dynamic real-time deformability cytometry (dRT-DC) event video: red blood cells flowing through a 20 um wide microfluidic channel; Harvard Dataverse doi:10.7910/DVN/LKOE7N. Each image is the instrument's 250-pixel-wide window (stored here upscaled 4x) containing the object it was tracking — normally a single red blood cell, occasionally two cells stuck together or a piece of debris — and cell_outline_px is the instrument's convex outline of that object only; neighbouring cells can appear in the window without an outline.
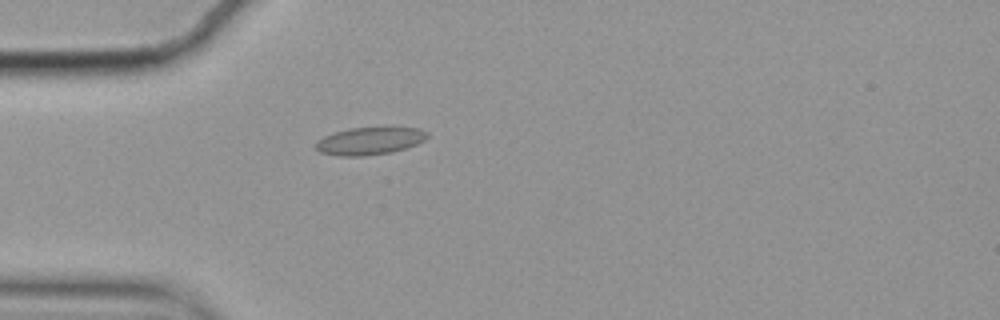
{"species": "common noctule bat (a hibernating species)", "species_latin": "Nyctalus noctula", "temperature_condition": "cold", "stored_images_in_passage": 57, "camera_frame_rate_fps": 3000, "um_per_image_px": 0.085, "animal": {"sex": "female", "body_mass_g": 19.9}, "frame": {"image": 1, "passage_image": 16, "time_ms": 5.0, "image_size_px": [1000, 320], "cell_outline_px": [[428, 136], [424, 140], [416, 144], [392, 152], [360, 156], [340, 156], [320, 152], [316, 148], [316, 140], [324, 136], [336, 132], [352, 128], [392, 124], [420, 128], [428, 132]], "centroid_in_image_um": [31.5, 11.92], "position_along_channel_um": 53.5, "area_um2": 18.55}}
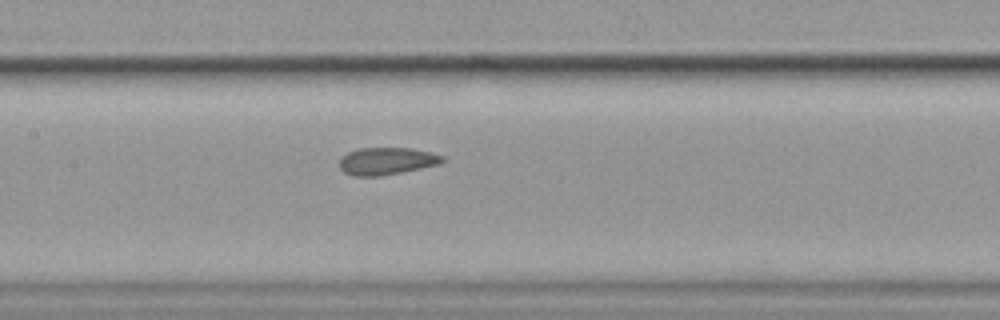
{"frame": {"image": 2, "passage_image": 27, "time_ms": 8.667, "image_size_px": [1000, 320], "cell_outline_px": [[444, 160], [440, 164], [380, 176], [352, 176], [344, 172], [340, 168], [340, 156], [348, 152], [360, 148], [412, 148], [444, 156]], "centroid_in_image_um": [32.83, 13.69], "position_along_channel_um": 174.6, "area_um2": 16.3}}
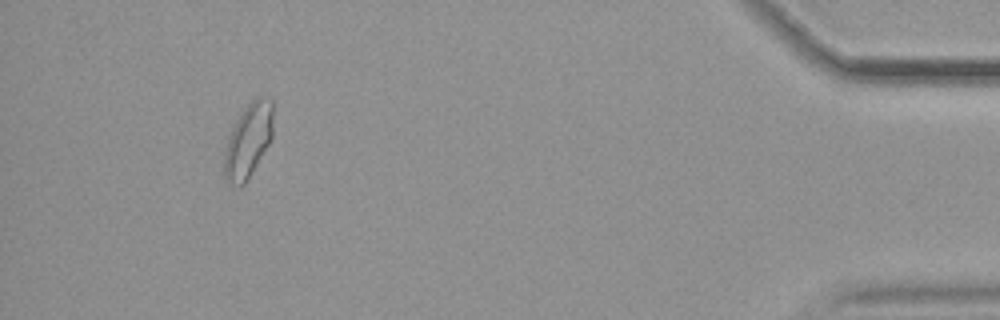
{"frame": {"image": 3, "passage_image": 53, "time_ms": 17.333, "image_size_px": [1000, 320], "cell_outline_px": [[272, 136], [268, 144], [248, 180], [240, 188], [232, 184], [224, 176], [224, 152], [228, 136], [236, 120], [244, 108], [252, 100], [260, 96], [268, 96], [272, 100]], "centroid_in_image_um": [21.09, 11.95], "position_along_channel_um": 414.1, "area_um2": 21.04}, "authors_computed_cell_mechanics": {"area_um2": 17.5712, "velocity_mm_per_s": 3.5086, "shape_relaxation_time_tau1_ms": 8.0925, "shape_relaxation_time_tau2_ms": 1.7204, "deformation_change_tau1": 0.1519, "deformation_change_tau2": 0.0621}}